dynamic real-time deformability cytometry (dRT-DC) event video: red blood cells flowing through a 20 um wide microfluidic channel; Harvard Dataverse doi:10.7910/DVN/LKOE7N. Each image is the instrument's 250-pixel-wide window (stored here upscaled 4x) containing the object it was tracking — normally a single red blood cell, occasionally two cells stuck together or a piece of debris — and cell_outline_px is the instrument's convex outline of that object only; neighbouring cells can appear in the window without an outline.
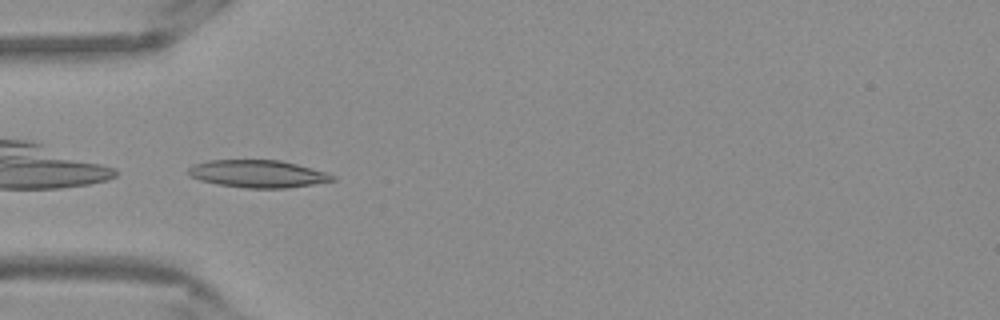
{"species": "Egyptian fruit bat (a non-hibernating species)", "species_latin": "Rousettus aegyptiacus", "temperature_condition": "warm", "stored_images_in_passage": 33, "camera_frame_rate_fps": 3000, "um_per_image_px": 0.085, "frame": {"image": 1, "passage_image": 1, "time_ms": 0.0, "image_size_px": [1000, 320], "cell_outline_px": [[336, 180], [288, 188], [244, 188], [216, 184], [200, 180], [188, 176], [188, 168], [196, 164], [208, 160], [280, 160], [296, 164], [324, 172], [336, 176]], "centroid_in_image_um": [21.89, 14.78], "position_along_channel_um": 63.1, "area_um2": 23.0}, "authors_computed_cell_mechanics": {"area_um2": 21.0392, "velocity_mm_per_s": 3.8644, "shape_relaxation_time_tau1_ms": 8.0354, "shape_relaxation_time_tau2_ms": 2.3113, "deformation_change_tau1": 0.2099, "deformation_change_tau2": 0.0701}}